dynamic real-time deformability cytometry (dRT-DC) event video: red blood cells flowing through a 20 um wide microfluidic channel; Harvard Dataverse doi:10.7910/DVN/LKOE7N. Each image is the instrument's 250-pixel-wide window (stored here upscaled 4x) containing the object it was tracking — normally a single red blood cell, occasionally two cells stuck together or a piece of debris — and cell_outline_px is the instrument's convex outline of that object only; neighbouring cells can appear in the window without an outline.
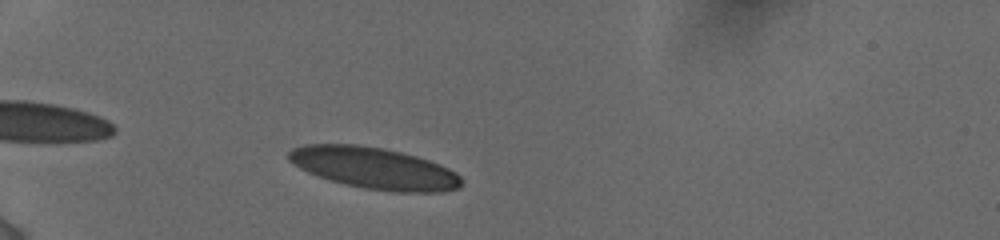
{"species": "human", "species_latin": "Homo sapiens", "temperature_condition": "cold", "stored_images_in_passage": 40, "camera_frame_rate_fps": 3000, "um_per_image_px": 0.085, "donor": {"sex": "female"}, "frame": {"image": 1, "passage_image": 4, "time_ms": 1.667, "image_size_px": [1000, 240], "cell_outline_px": [[464, 184], [460, 188], [440, 192], [396, 192], [364, 188], [344, 184], [308, 172], [300, 168], [288, 160], [288, 152], [292, 148], [308, 144], [356, 144], [384, 148], [416, 156], [440, 164], [456, 172], [464, 180]], "centroid_in_image_um": [31.85, 14.29], "position_along_channel_um": 53.1, "area_um2": 41.85}}
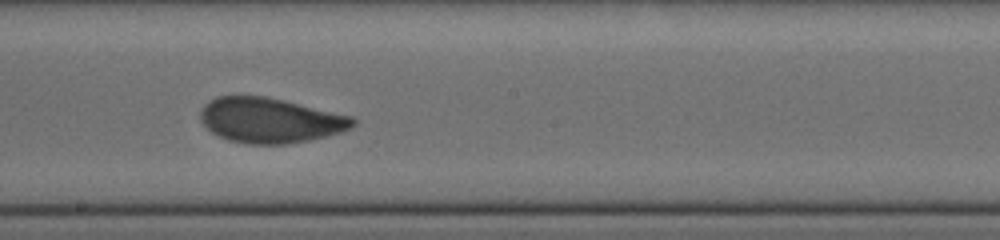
{"frame": {"image": 2, "passage_image": 23, "time_ms": 7.0, "image_size_px": [1000, 240], "cell_outline_px": [[356, 124], [352, 128], [340, 132], [308, 140], [284, 144], [248, 144], [228, 140], [212, 132], [200, 120], [200, 112], [204, 104], [208, 100], [216, 96], [264, 96], [284, 100], [352, 116], [356, 120]], "centroid_in_image_um": [22.95, 10.22], "position_along_channel_um": 225.3, "area_um2": 39.94}}
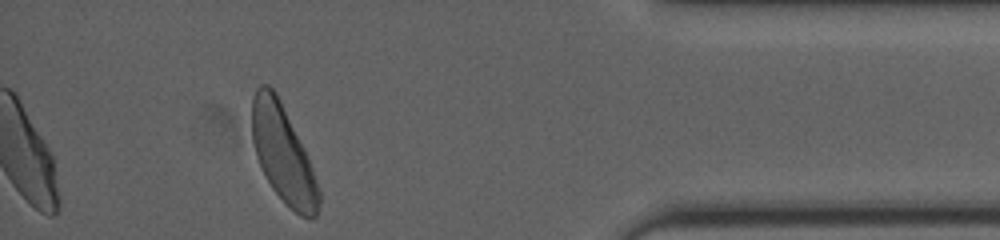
{"frame": {"image": 3, "passage_image": 40, "time_ms": 12.667, "image_size_px": [1000, 240], "cell_outline_px": [[320, 204], [316, 216], [312, 220], [300, 216], [284, 204], [272, 188], [256, 156], [252, 140], [252, 100], [256, 88], [260, 84], [268, 84], [276, 92], [304, 148], [312, 168], [320, 192]], "centroid_in_image_um": [24.06, 13.12], "position_along_channel_um": 411.1, "area_um2": 37.74}, "authors_computed_cell_mechanics": {"area_um2": 40.1999, "velocity_mm_per_s": 3.8456, "shape_relaxation_time_tau1_ms": 4.0899, "shape_relaxation_time_tau2_ms": null, "deformation_change_tau1": 0.1368, "deformation_change_tau2": null}}